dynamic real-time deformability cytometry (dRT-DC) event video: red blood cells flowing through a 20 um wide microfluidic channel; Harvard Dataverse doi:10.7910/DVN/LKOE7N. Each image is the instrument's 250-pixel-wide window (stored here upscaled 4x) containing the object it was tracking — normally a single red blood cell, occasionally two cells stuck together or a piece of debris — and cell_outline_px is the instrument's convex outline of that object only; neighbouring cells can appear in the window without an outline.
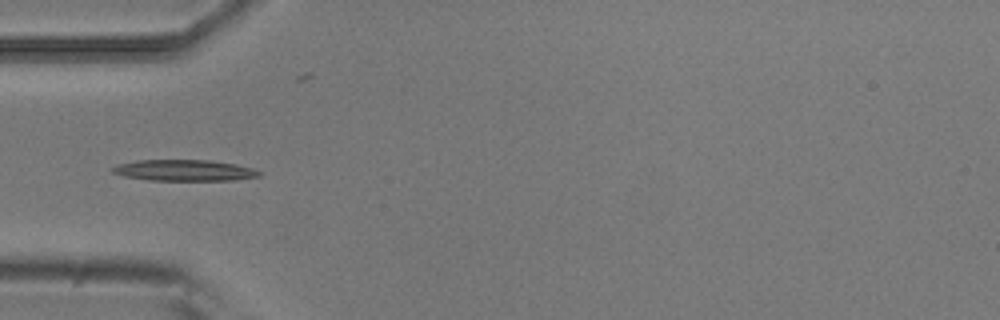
{"species": "common noctule bat (a hibernating species)", "species_latin": "Nyctalus noctula", "temperature_condition": "room temperature", "stored_images_in_passage": 8, "camera_frame_rate_fps": 3000, "um_per_image_px": 0.085, "animal": {"sex": "male", "body_mass_g": 20.5, "forearm_length_mm": 52.5}, "frame": {"image": 1, "passage_image": 3, "time_ms": 0.667, "image_size_px": [1000, 320], "cell_outline_px": [[264, 172], [260, 176], [236, 180], [148, 180], [124, 176], [112, 172], [112, 168], [120, 164], [136, 160], [208, 160], [236, 164], [252, 168]], "centroid_in_image_um": [15.72, 14.48], "position_along_channel_um": 69.3, "area_um2": 18.03}}
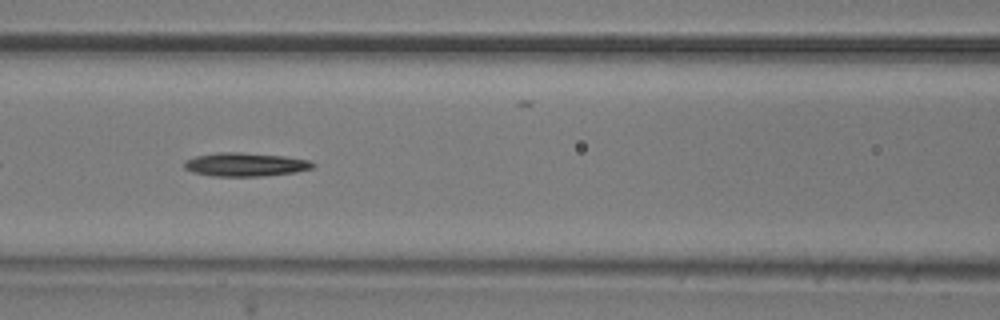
{"frame": {"image": 2, "passage_image": 5, "time_ms": 1.333, "image_size_px": [1000, 320], "cell_outline_px": [[316, 164], [312, 168], [296, 172], [260, 176], [212, 176], [192, 172], [184, 168], [184, 160], [196, 156], [220, 152], [240, 152], [284, 156], [308, 160]], "centroid_in_image_um": [20.83, 13.98], "position_along_channel_um": 145.8, "area_um2": 17.63}}
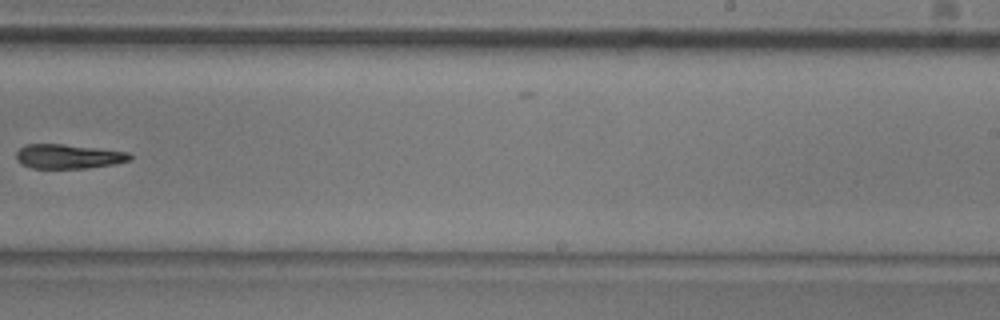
{"frame": {"image": 3, "passage_image": 8, "time_ms": 2.333, "image_size_px": [1000, 320], "cell_outline_px": [[132, 160], [116, 164], [84, 168], [32, 168], [20, 164], [16, 160], [16, 152], [24, 144], [64, 144], [128, 152], [132, 156]], "centroid_in_image_um": [5.79, 13.3], "position_along_channel_um": 283.2, "area_um2": 16.24}}